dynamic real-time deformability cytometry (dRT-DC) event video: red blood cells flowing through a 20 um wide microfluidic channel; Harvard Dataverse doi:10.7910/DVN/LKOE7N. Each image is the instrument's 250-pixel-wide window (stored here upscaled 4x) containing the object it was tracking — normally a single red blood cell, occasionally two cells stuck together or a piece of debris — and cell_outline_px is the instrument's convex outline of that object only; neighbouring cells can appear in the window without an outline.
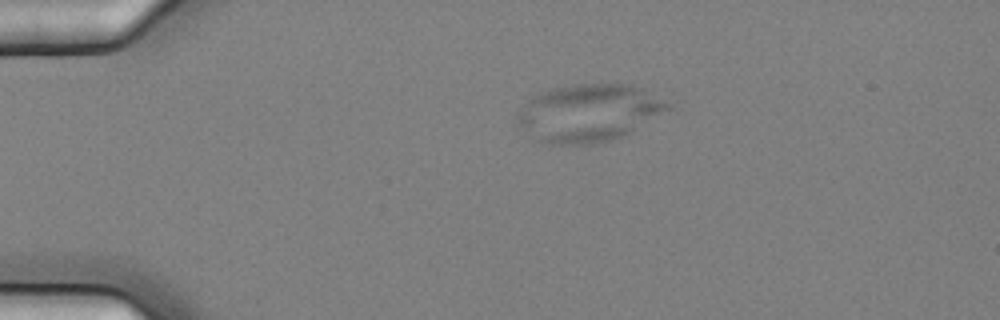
{"species": "common noctule bat (a hibernating species)", "species_latin": "Nyctalus noctula", "temperature_condition": "cold", "stored_images_in_passage": 6, "camera_frame_rate_fps": 3000, "um_per_image_px": 0.085, "animal": {"sex": "female", "body_mass_g": 25.1}, "frame": {"image": 1, "passage_image": 1, "time_ms": 0.0, "image_size_px": [1000, 320], "cell_outline_px": [[672, 104], [668, 108], [632, 132], [608, 140], [588, 144], [544, 144], [536, 140], [516, 120], [516, 112], [532, 96], [552, 88], [572, 84], [632, 84]], "centroid_in_image_um": [49.99, 9.59], "position_along_channel_um": 35.0, "area_um2": 49.82}}
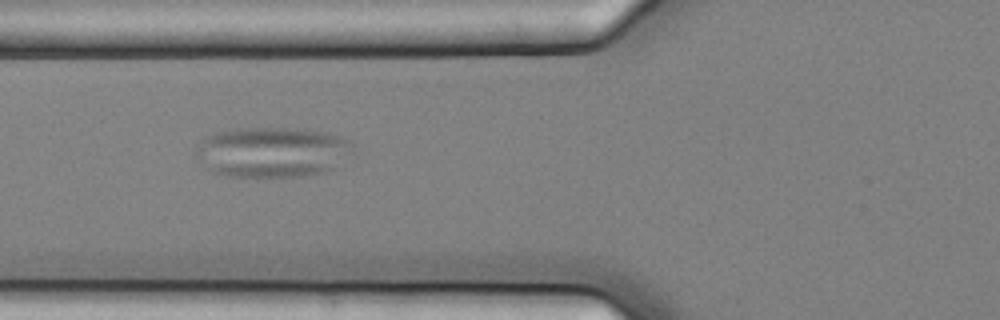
{"frame": {"image": 2, "passage_image": 3, "time_ms": 0.667, "image_size_px": [1000, 320], "cell_outline_px": [[356, 144], [352, 152], [328, 172], [304, 176], [228, 176], [212, 172], [192, 152], [208, 136], [216, 132], [240, 128], [296, 128], [320, 132], [340, 136]], "centroid_in_image_um": [23.16, 12.92], "position_along_channel_um": 102.6, "area_um2": 45.89}}